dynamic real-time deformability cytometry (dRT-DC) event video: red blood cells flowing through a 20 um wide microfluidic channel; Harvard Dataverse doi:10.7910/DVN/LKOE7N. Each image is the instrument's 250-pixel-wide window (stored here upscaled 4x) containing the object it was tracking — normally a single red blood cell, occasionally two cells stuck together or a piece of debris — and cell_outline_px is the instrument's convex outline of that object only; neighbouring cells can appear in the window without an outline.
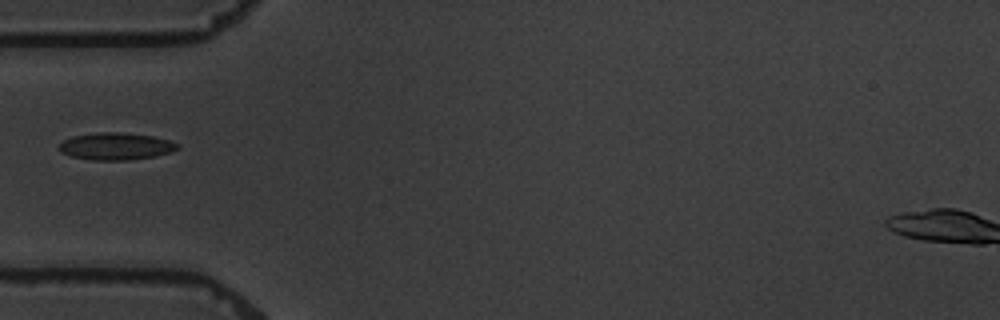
{"species": "common noctule bat (a hibernating species)", "species_latin": "Nyctalus noctula", "temperature_condition": "warm", "stored_images_in_passage": 13, "camera_frame_rate_fps": 3000, "um_per_image_px": 0.085, "animal": {"sex": "male", "body_mass_g": 19.5, "forearm_length_mm": 54.6}, "frame": {"image": 1, "passage_image": 4, "time_ms": 5.333, "image_size_px": [1000, 320], "cell_outline_px": [[180, 148], [156, 156], [124, 160], [92, 160], [72, 156], [60, 152], [60, 144], [64, 140], [72, 136], [100, 132], [120, 132], [152, 136], [168, 140], [180, 144]], "centroid_in_image_um": [9.85, 12.43], "position_along_channel_um": 75.1, "area_um2": 18.55}}
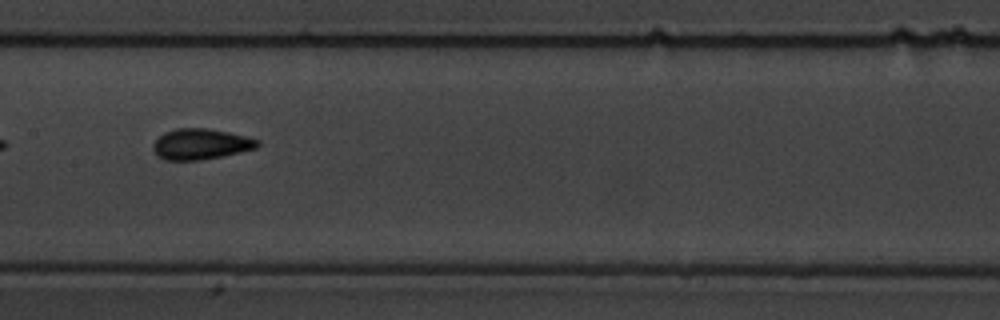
{"frame": {"image": 2, "passage_image": 7, "time_ms": 8.667, "image_size_px": [1000, 320], "cell_outline_px": [[260, 144], [256, 148], [240, 152], [200, 160], [164, 160], [156, 156], [152, 148], [152, 144], [164, 132], [176, 128], [208, 128], [228, 132], [260, 140]], "centroid_in_image_um": [17.02, 12.25], "position_along_channel_um": 190.4, "area_um2": 18.73}}
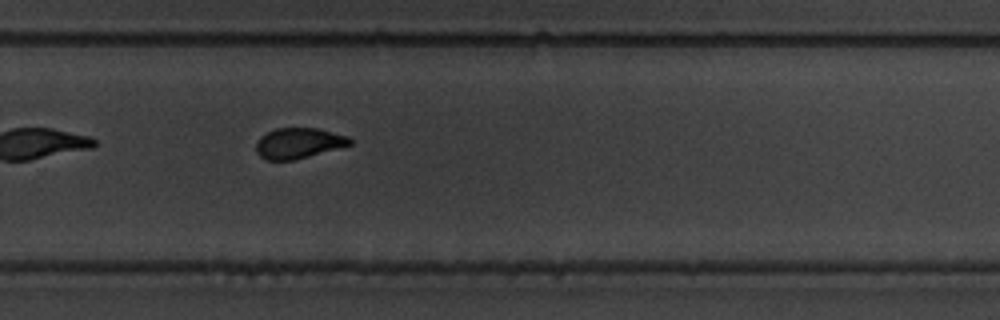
{"frame": {"image": 3, "passage_image": 10, "time_ms": 12.0, "image_size_px": [1000, 320], "cell_outline_px": [[352, 144], [308, 156], [292, 160], [264, 160], [256, 152], [256, 144], [260, 136], [276, 128], [316, 128], [348, 136], [352, 140]], "centroid_in_image_um": [25.35, 12.17], "position_along_channel_um": 304.5, "area_um2": 16.53}, "authors_computed_cell_mechanics": {"area_um2": 18.3226, "velocity_mm_per_s": 3.4469, "shape_relaxation_time_tau1_ms": 5.1015, "shape_relaxation_time_tau2_ms": 1.0234, "deformation_change_tau1": 0.1271, "deformation_change_tau2": 0.0655}}